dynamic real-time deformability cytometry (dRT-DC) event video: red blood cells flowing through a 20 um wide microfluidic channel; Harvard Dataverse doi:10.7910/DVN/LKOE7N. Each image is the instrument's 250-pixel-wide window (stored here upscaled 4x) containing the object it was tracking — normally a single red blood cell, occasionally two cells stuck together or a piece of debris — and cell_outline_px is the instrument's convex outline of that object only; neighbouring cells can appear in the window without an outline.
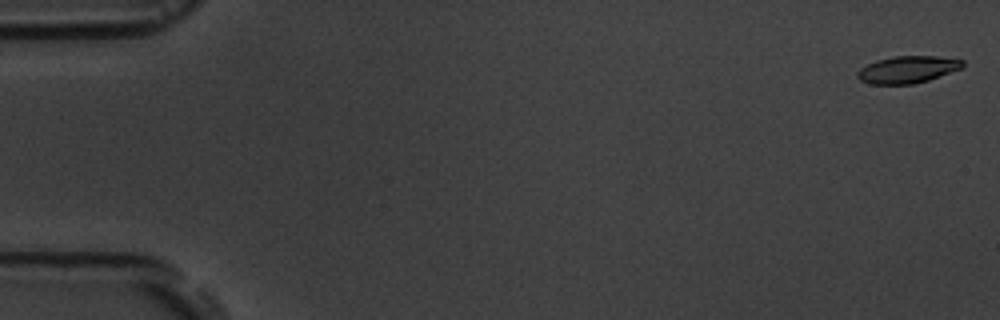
{"species": "common noctule bat (a hibernating species)", "species_latin": "Nyctalus noctula", "temperature_condition": "room temperature", "stored_images_in_passage": 5, "camera_frame_rate_fps": 3000, "um_per_image_px": 0.085, "animal": {"sex": "male", "body_mass_g": 19.5, "forearm_length_mm": 54.6}, "frame": {"image": 1, "passage_image": 1, "time_ms": 0.0, "image_size_px": [1000, 320], "cell_outline_px": [[964, 68], [928, 80], [912, 84], [868, 84], [860, 80], [856, 76], [856, 72], [860, 68], [876, 60], [892, 56], [936, 56], [964, 60]], "centroid_in_image_um": [77.14, 5.91], "position_along_channel_um": 7.9, "area_um2": 16.76}}
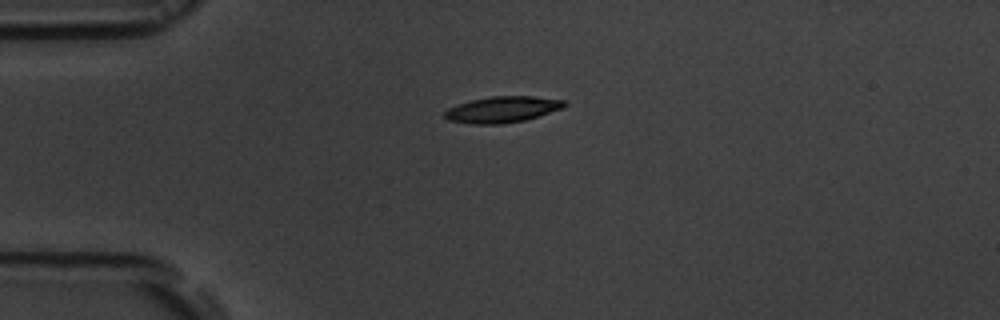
{"frame": {"image": 2, "passage_image": 4, "time_ms": 4.333, "image_size_px": [1000, 320], "cell_outline_px": [[568, 104], [564, 108], [540, 116], [524, 120], [504, 124], [472, 124], [448, 120], [444, 116], [444, 112], [448, 108], [456, 104], [472, 100], [492, 96], [532, 96], [564, 100]], "centroid_in_image_um": [42.72, 9.31], "position_along_channel_um": 42.3, "area_um2": 18.38}}